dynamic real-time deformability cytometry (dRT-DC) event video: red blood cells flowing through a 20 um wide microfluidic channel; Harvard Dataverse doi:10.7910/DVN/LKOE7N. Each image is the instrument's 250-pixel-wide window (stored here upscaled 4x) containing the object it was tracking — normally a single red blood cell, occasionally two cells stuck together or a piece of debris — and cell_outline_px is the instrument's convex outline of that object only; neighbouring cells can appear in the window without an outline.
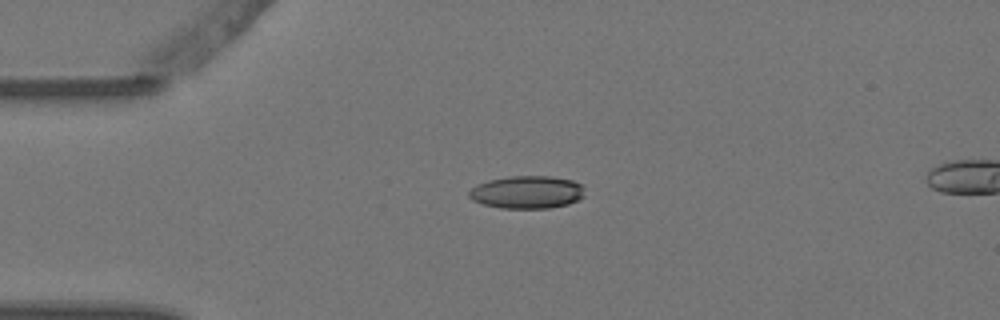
{"species": "Egyptian fruit bat (a non-hibernating species)", "species_latin": "Rousettus aegyptiacus", "temperature_condition": "warm", "stored_images_in_passage": 6, "camera_frame_rate_fps": 3000, "um_per_image_px": 0.085, "animal": {"sex": "female"}, "frame": {"image": 1, "passage_image": 1, "time_ms": 0.0, "image_size_px": [1000, 320], "cell_outline_px": [[584, 196], [568, 204], [548, 208], [500, 208], [484, 204], [472, 200], [468, 196], [468, 192], [476, 184], [488, 180], [508, 176], [552, 176], [572, 180], [580, 184], [584, 188]], "centroid_in_image_um": [44.78, 16.33], "position_along_channel_um": 40.2, "area_um2": 22.14}}
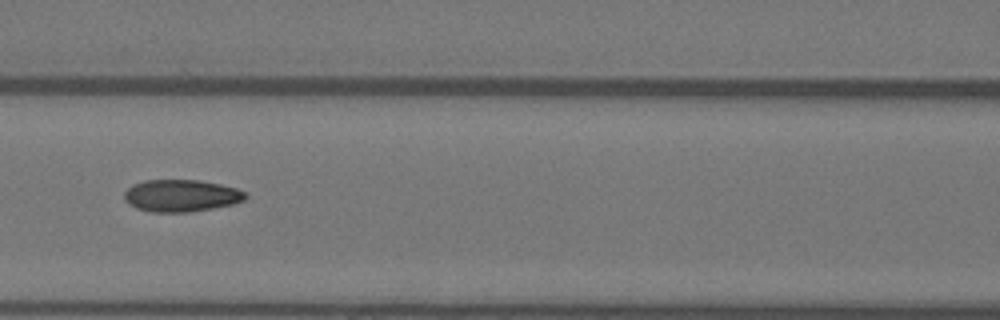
{"frame": {"image": 2, "passage_image": 4, "time_ms": 1.0, "image_size_px": [1000, 320], "cell_outline_px": [[248, 196], [244, 200], [232, 204], [212, 208], [188, 212], [152, 212], [136, 208], [128, 204], [124, 196], [124, 192], [132, 184], [144, 180], [200, 180], [220, 184], [236, 188], [244, 192]], "centroid_in_image_um": [15.38, 16.62], "position_along_channel_um": 151.2, "area_um2": 22.66}}
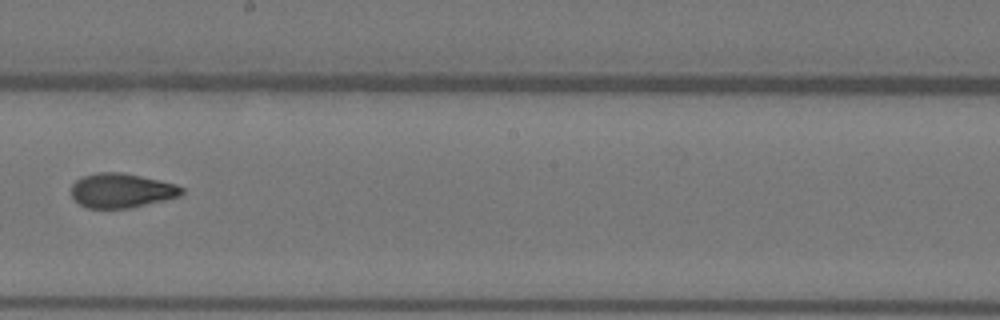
{"frame": {"image": 3, "passage_image": 6, "time_ms": 1.667, "image_size_px": [1000, 320], "cell_outline_px": [[184, 192], [180, 196], [164, 200], [128, 208], [88, 208], [80, 204], [72, 196], [72, 184], [76, 180], [84, 176], [96, 172], [120, 172], [160, 180], [176, 184], [184, 188]], "centroid_in_image_um": [10.34, 16.19], "position_along_channel_um": 237.9, "area_um2": 22.02}}